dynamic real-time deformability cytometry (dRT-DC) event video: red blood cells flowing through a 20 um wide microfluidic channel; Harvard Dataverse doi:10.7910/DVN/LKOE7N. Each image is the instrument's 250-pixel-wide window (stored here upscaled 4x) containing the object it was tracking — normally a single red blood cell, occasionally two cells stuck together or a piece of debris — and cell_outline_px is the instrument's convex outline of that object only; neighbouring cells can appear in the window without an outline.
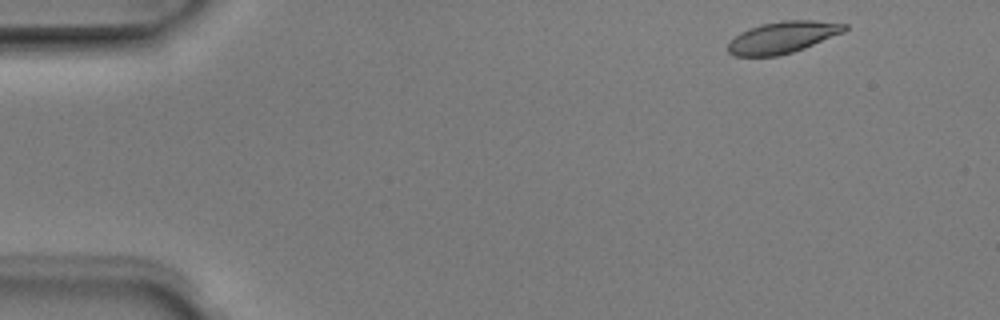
{"species": "Egyptian fruit bat (a non-hibernating species)", "species_latin": "Rousettus aegyptiacus", "temperature_condition": "room temperature", "stored_images_in_passage": 6, "camera_frame_rate_fps": 3000, "um_per_image_px": 0.085, "animal": {"sex": "male"}, "frame": {"image": 1, "passage_image": 1, "time_ms": 0.0, "image_size_px": [1000, 320], "cell_outline_px": [[848, 28], [844, 32], [804, 48], [792, 52], [776, 56], [736, 56], [728, 52], [728, 44], [740, 32], [748, 28], [760, 24], [780, 20], [812, 20], [848, 24]], "centroid_in_image_um": [66.53, 3.16], "position_along_channel_um": 18.5, "area_um2": 21.5}}
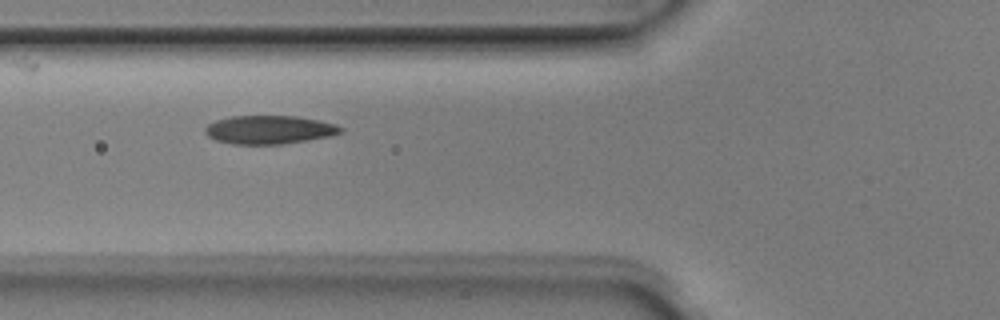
{"frame": {"image": 2, "passage_image": 5, "time_ms": 1.333, "image_size_px": [1000, 320], "cell_outline_px": [[344, 128], [340, 132], [328, 136], [308, 140], [280, 144], [232, 144], [216, 140], [208, 136], [204, 132], [204, 128], [208, 124], [216, 120], [232, 116], [296, 116], [320, 120], [336, 124]], "centroid_in_image_um": [22.87, 11.02], "position_along_channel_um": 102.9, "area_um2": 22.43}}
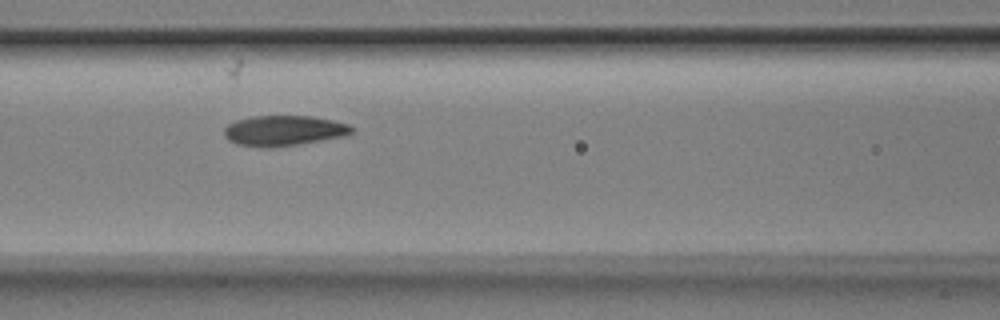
{"frame": {"image": 3, "passage_image": 6, "time_ms": 1.667, "image_size_px": [1000, 320], "cell_outline_px": [[356, 128], [348, 136], [296, 144], [268, 148], [264, 148], [236, 144], [228, 140], [224, 136], [224, 128], [228, 124], [236, 120], [252, 116], [312, 116], [332, 120], [348, 124]], "centroid_in_image_um": [24.13, 11.1], "position_along_channel_um": 142.5, "area_um2": 22.72}}